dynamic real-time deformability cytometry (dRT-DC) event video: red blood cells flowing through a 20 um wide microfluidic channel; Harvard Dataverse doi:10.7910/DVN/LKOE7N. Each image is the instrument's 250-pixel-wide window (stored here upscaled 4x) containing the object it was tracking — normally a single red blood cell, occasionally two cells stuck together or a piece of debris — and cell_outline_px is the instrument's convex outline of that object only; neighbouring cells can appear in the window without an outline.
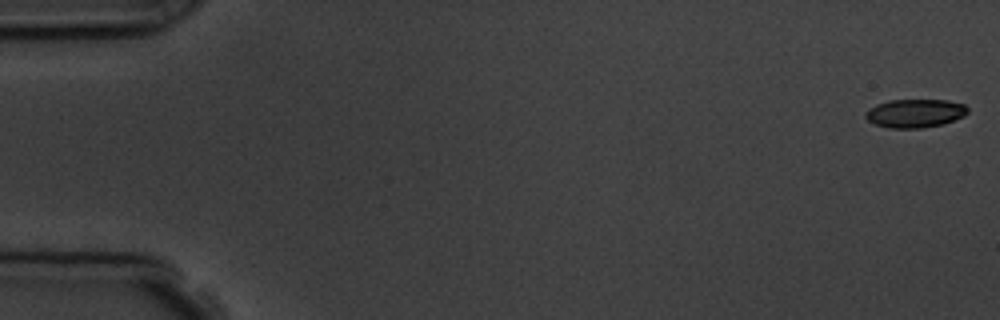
{"species": "common noctule bat (a hibernating species)", "species_latin": "Nyctalus noctula", "temperature_condition": "room temperature", "stored_images_in_passage": 5, "camera_frame_rate_fps": 3000, "um_per_image_px": 0.085, "animal": {"sex": "male", "body_mass_g": 19.5, "forearm_length_mm": 54.6}, "frame": {"image": 1, "passage_image": 1, "time_ms": 0.0, "image_size_px": [1000, 320], "cell_outline_px": [[968, 112], [964, 116], [944, 124], [920, 128], [888, 128], [876, 124], [868, 120], [864, 116], [868, 108], [876, 104], [888, 100], [948, 100], [964, 104], [968, 108]], "centroid_in_image_um": [77.78, 9.62], "position_along_channel_um": 7.2, "area_um2": 17.05}}
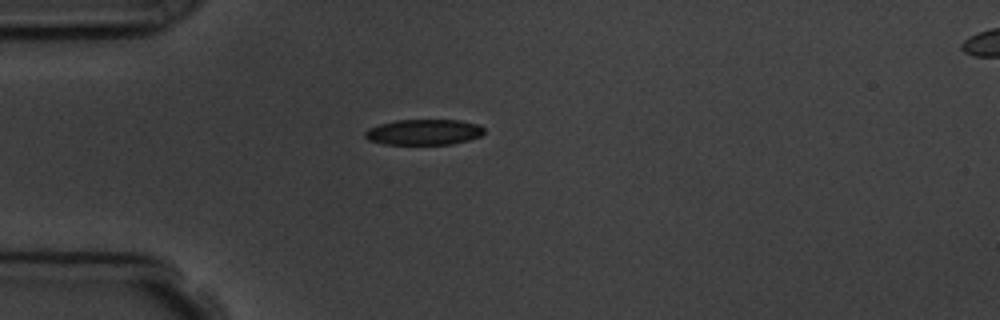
{"frame": {"image": 2, "passage_image": 5, "time_ms": 4.667, "image_size_px": [1000, 320], "cell_outline_px": [[484, 132], [480, 136], [468, 140], [452, 144], [384, 144], [368, 140], [364, 136], [364, 132], [368, 128], [380, 124], [396, 120], [460, 120], [480, 124], [484, 128]], "centroid_in_image_um": [36.03, 11.22], "position_along_channel_um": 49.0, "area_um2": 17.86}}